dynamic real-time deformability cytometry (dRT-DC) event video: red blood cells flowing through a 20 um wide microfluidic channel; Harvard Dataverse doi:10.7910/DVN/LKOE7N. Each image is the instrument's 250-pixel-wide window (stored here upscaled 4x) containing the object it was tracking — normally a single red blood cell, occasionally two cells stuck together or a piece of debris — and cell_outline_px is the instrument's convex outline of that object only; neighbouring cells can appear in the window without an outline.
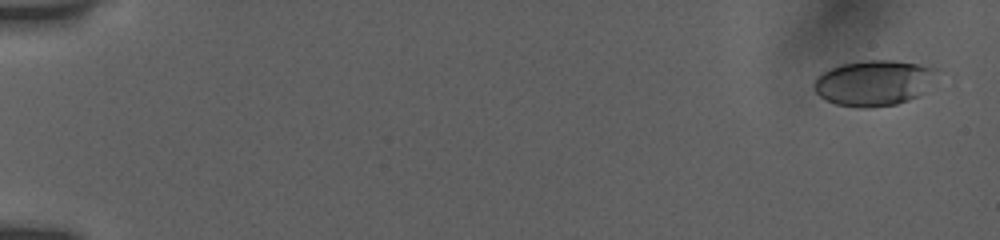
{"species": "human", "species_latin": "Homo sapiens", "temperature_condition": "room temperature", "stored_images_in_passage": 60, "camera_frame_rate_fps": 3000, "um_per_image_px": 0.085, "donor": {"sex": "female"}, "frame": {"image": 1, "passage_image": 1, "time_ms": 0.0, "image_size_px": [1000, 240], "cell_outline_px": [[940, 68], [924, 92], [908, 100], [896, 104], [868, 108], [864, 108], [836, 104], [820, 96], [816, 92], [816, 80], [824, 72], [840, 64], [864, 60], [892, 60], [920, 64]], "centroid_in_image_um": [74.33, 7.03], "position_along_channel_um": 10.7, "area_um2": 32.25}}
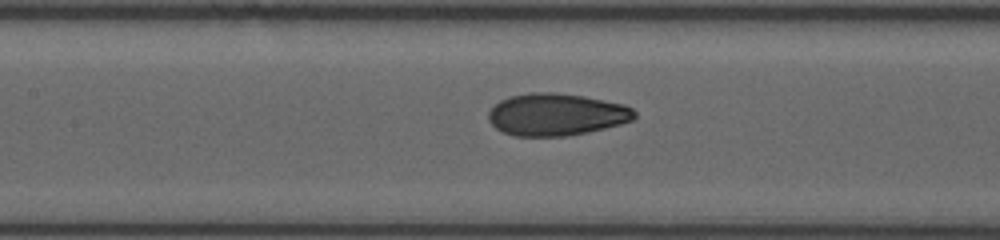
{"frame": {"image": 2, "passage_image": 24, "time_ms": 8.333, "image_size_px": [1000, 240], "cell_outline_px": [[636, 116], [632, 120], [620, 124], [604, 128], [564, 136], [516, 136], [504, 132], [496, 128], [488, 120], [488, 112], [500, 100], [508, 96], [532, 92], [556, 92], [584, 96], [624, 104], [632, 108], [636, 112]], "centroid_in_image_um": [47.28, 9.72], "position_along_channel_um": 160.1, "area_um2": 35.84}}
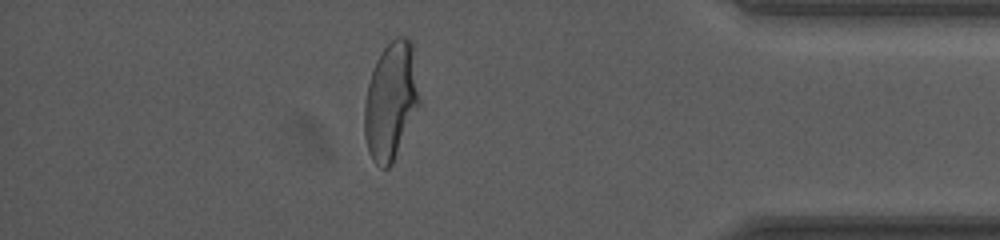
{"frame": {"image": 3, "passage_image": 51, "time_ms": 15.333, "image_size_px": [1000, 240], "cell_outline_px": [[420, 104], [392, 164], [388, 168], [380, 168], [372, 160], [368, 152], [364, 136], [364, 104], [368, 84], [376, 60], [380, 52], [396, 36], [404, 36], [412, 44], [420, 100]], "centroid_in_image_um": [33.21, 8.61], "position_along_channel_um": 402.0, "area_um2": 37.63}, "authors_computed_cell_mechanics": {"area_um2": 35.3736, "velocity_mm_per_s": 3.8687, "shape_relaxation_time_tau1_ms": 5.3699, "shape_relaxation_time_tau2_ms": null, "deformation_change_tau1": 0.1841, "deformation_change_tau2": null}}